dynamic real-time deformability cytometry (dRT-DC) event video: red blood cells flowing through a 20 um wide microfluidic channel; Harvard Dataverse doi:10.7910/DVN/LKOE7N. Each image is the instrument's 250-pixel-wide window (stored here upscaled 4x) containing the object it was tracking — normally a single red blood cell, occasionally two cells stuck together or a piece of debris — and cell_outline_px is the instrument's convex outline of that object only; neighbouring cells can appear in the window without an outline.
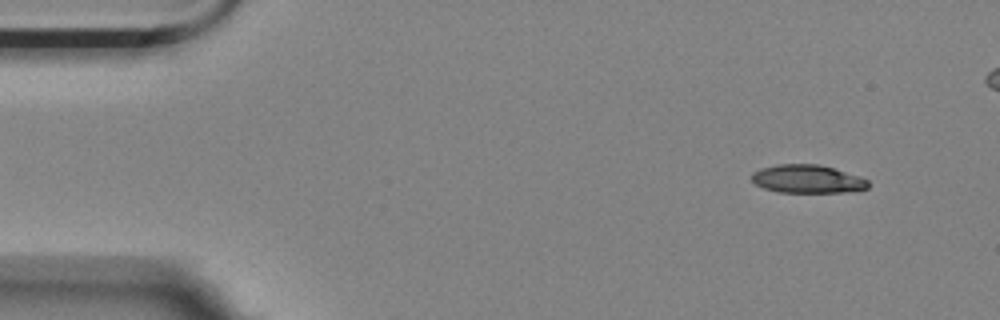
{"species": "Egyptian fruit bat (a non-hibernating species)", "species_latin": "Rousettus aegyptiacus", "temperature_condition": "room temperature", "stored_images_in_passage": 4, "camera_frame_rate_fps": 3000, "um_per_image_px": 0.085, "animal": {"sex": "female"}, "frame": {"image": 1, "passage_image": 1, "time_ms": 0.0, "image_size_px": [1000, 320], "cell_outline_px": [[868, 188], [848, 192], [780, 192], [764, 188], [756, 184], [752, 180], [752, 172], [760, 168], [776, 164], [820, 164], [860, 176], [868, 180]], "centroid_in_image_um": [68.63, 15.2], "position_along_channel_um": 16.4, "area_um2": 19.19}}
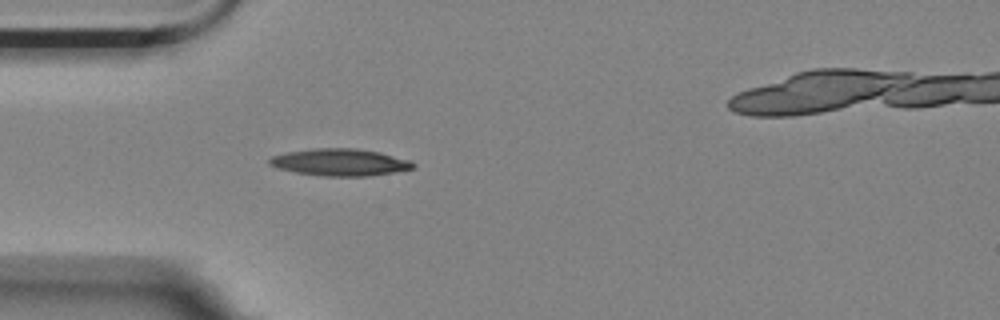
{"frame": {"image": 2, "passage_image": 4, "time_ms": 1.0, "image_size_px": [1000, 320], "cell_outline_px": [[416, 168], [396, 172], [368, 176], [324, 176], [296, 172], [276, 168], [268, 164], [268, 160], [272, 156], [288, 152], [316, 148], [356, 148], [380, 152], [412, 160], [416, 164]], "centroid_in_image_um": [28.95, 13.79], "position_along_channel_um": 56.0, "area_um2": 22.83}}